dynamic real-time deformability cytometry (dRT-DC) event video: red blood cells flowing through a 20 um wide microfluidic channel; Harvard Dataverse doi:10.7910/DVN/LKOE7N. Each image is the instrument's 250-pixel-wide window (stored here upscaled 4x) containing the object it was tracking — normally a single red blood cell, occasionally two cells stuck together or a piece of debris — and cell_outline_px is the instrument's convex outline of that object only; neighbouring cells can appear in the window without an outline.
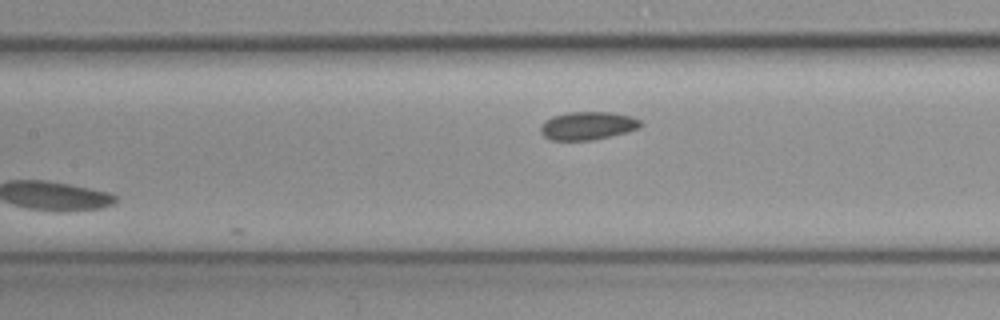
{"species": "common noctule bat (a hibernating species)", "species_latin": "Nyctalus noctula", "temperature_condition": "cold", "stored_images_in_passage": 12, "camera_frame_rate_fps": 3000, "um_per_image_px": 0.085, "animal": {"sex": "female", "body_mass_g": 19.3, "forearm_length_mm": 54.1}, "frame": {"image": 1, "passage_image": 12, "time_ms": 3.667, "image_size_px": [1000, 320], "cell_outline_px": [[644, 124], [628, 132], [592, 140], [548, 140], [540, 132], [540, 128], [544, 120], [552, 116], [568, 112], [608, 112], [632, 116], [640, 120]], "centroid_in_image_um": [49.93, 10.68], "position_along_channel_um": 157.5, "area_um2": 16.47}}